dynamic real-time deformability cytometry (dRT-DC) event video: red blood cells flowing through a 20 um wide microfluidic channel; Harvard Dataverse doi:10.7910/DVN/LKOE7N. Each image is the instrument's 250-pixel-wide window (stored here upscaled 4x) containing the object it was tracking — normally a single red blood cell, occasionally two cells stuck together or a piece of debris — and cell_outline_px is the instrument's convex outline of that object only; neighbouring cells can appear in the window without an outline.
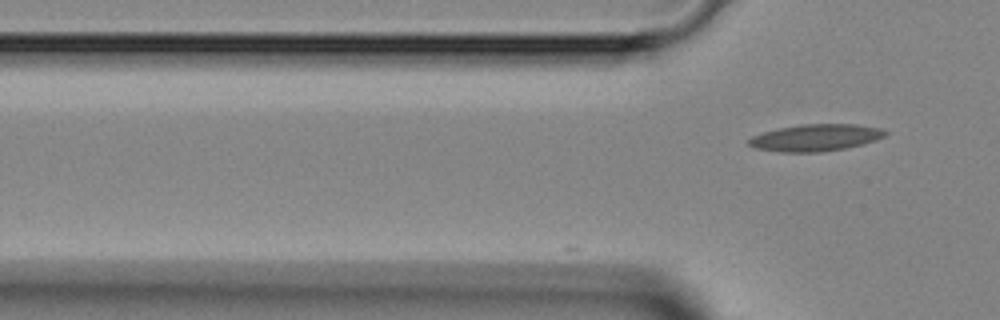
{"species": "Egyptian fruit bat (a non-hibernating species)", "species_latin": "Rousettus aegyptiacus", "temperature_condition": "room temperature", "stored_images_in_passage": 3, "camera_frame_rate_fps": 3000, "um_per_image_px": 0.085, "animal": {"sex": "female"}, "frame": {"image": 1, "passage_image": 3, "time_ms": 0.667, "image_size_px": [1000, 320], "cell_outline_px": [[888, 132], [884, 136], [876, 140], [844, 148], [820, 152], [780, 152], [756, 148], [748, 144], [748, 140], [752, 136], [776, 128], [800, 124], [856, 124], [880, 128]], "centroid_in_image_um": [69.3, 11.69], "position_along_channel_um": 56.5, "area_um2": 21.27}}